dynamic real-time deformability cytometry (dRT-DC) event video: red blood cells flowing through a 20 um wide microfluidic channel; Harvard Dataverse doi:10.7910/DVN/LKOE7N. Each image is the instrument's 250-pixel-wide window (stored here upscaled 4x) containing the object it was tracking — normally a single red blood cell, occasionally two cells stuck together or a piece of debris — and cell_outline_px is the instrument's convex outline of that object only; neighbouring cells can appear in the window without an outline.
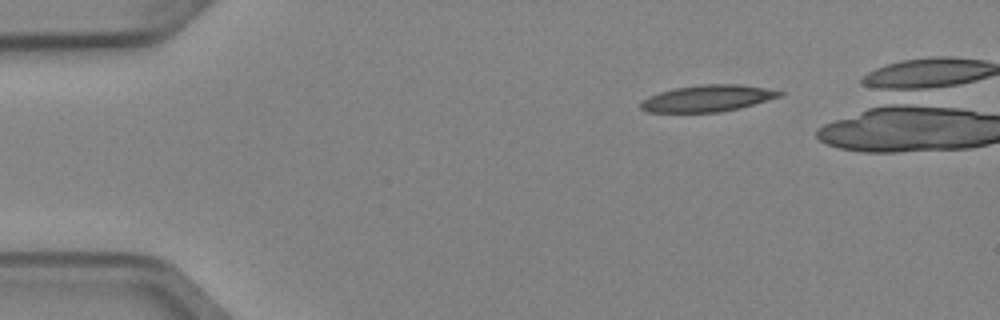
{"species": "Egyptian fruit bat (a non-hibernating species)", "species_latin": "Rousettus aegyptiacus", "temperature_condition": "cold", "stored_images_in_passage": 4, "camera_frame_rate_fps": 3000, "um_per_image_px": 0.085, "animal": {"sex": "female"}, "frame": {"image": 1, "passage_image": 1, "time_ms": 0.0, "image_size_px": [1000, 320], "cell_outline_px": [[784, 92], [780, 96], [740, 108], [720, 112], [648, 112], [640, 108], [640, 104], [648, 96], [672, 88], [700, 84], [740, 84], [764, 88]], "centroid_in_image_um": [60.11, 8.35], "position_along_channel_um": 24.9, "area_um2": 21.39}}